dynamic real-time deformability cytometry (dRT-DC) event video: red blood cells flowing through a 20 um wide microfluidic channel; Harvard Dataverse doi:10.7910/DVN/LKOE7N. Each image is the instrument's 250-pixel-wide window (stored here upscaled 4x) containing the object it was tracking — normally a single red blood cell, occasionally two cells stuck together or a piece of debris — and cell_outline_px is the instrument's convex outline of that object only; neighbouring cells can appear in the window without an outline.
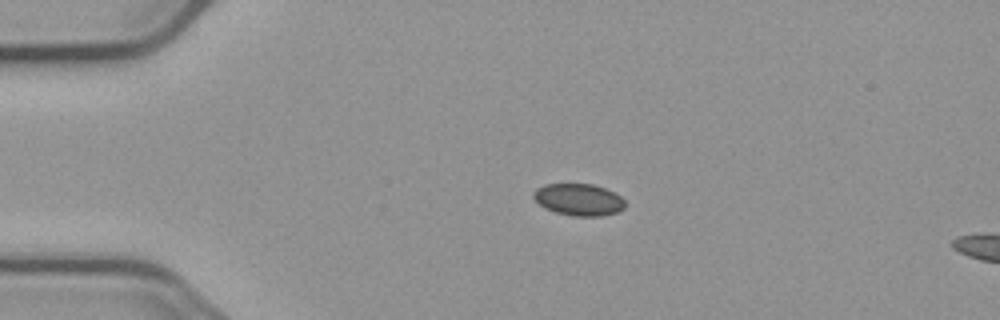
{"species": "common noctule bat (a hibernating species)", "species_latin": "Nyctalus noctula", "temperature_condition": "cold", "stored_images_in_passage": 55, "camera_frame_rate_fps": 3000, "um_per_image_px": 0.085, "animal": {"sex": "male", "body_mass_g": 23.1, "forearm_length_mm": 52.7}, "frame": {"image": 1, "passage_image": 12, "time_ms": 3.667, "image_size_px": [1000, 320], "cell_outline_px": [[624, 208], [616, 212], [600, 216], [572, 216], [556, 212], [544, 208], [532, 196], [532, 192], [536, 188], [544, 184], [592, 184], [616, 192], [624, 200]], "centroid_in_image_um": [49.17, 16.96], "position_along_channel_um": 35.8, "area_um2": 17.05}}
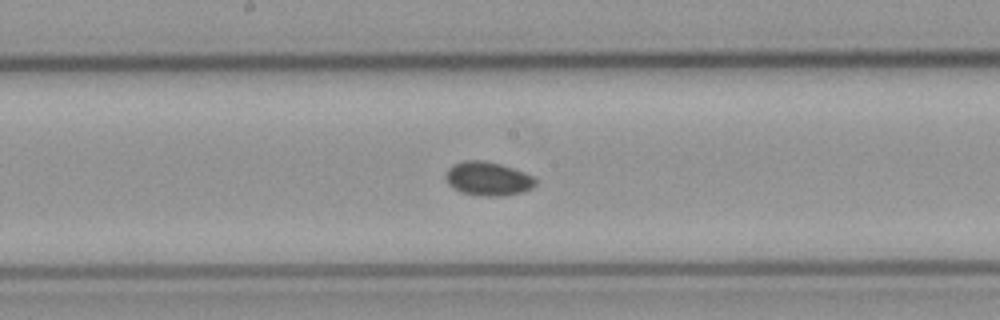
{"frame": {"image": 2, "passage_image": 29, "time_ms": 9.333, "image_size_px": [1000, 320], "cell_outline_px": [[536, 184], [532, 188], [520, 192], [500, 196], [484, 196], [460, 192], [448, 184], [444, 176], [444, 172], [452, 164], [464, 160], [484, 160], [500, 164], [524, 172], [532, 176], [536, 180]], "centroid_in_image_um": [41.42, 15.18], "position_along_channel_um": 206.8, "area_um2": 17.74}}
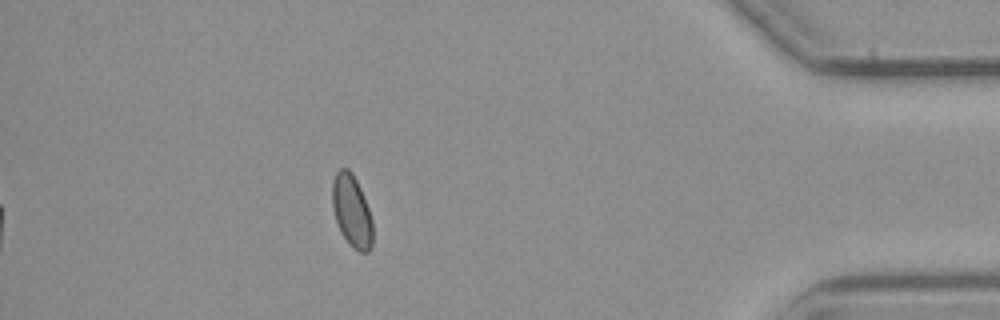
{"frame": {"image": 3, "passage_image": 49, "time_ms": 16.0, "image_size_px": [1000, 320], "cell_outline_px": [[372, 244], [368, 252], [360, 252], [352, 248], [348, 244], [340, 232], [332, 208], [332, 180], [336, 172], [340, 168], [348, 168], [352, 172], [360, 188], [368, 208], [372, 220]], "centroid_in_image_um": [29.88, 17.94], "position_along_channel_um": 405.3, "area_um2": 17.11}}